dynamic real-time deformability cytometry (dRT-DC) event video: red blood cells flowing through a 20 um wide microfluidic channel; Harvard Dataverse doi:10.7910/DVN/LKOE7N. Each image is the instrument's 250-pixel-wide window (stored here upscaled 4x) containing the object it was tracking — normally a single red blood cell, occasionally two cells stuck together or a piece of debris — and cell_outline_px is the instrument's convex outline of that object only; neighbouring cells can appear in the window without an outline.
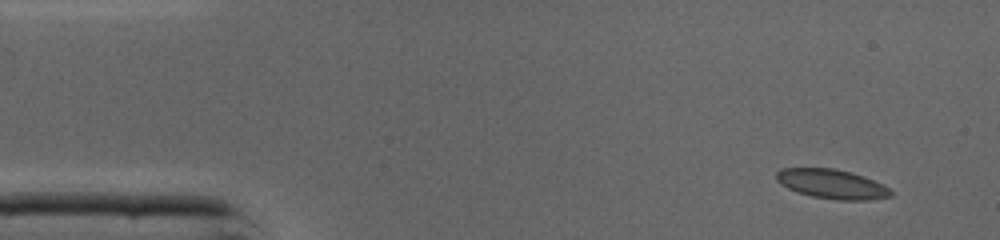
{"species": "common noctule bat (a hibernating species)", "species_latin": "Nyctalus noctula", "temperature_condition": "cold", "stored_images_in_passage": 43, "camera_frame_rate_fps": 3000, "um_per_image_px": 0.085, "animal": {"sex": "male", "body_mass_g": 19.0, "forearm_length_mm": 50.8}, "frame": {"image": 1, "passage_image": 1, "time_ms": 0.0, "image_size_px": [1000, 240], "cell_outline_px": [[892, 196], [868, 200], [836, 200], [812, 196], [796, 192], [788, 188], [776, 180], [776, 172], [780, 168], [836, 168], [864, 176], [884, 184], [892, 192]], "centroid_in_image_um": [70.71, 15.64], "position_along_channel_um": 14.3, "area_um2": 19.71}}
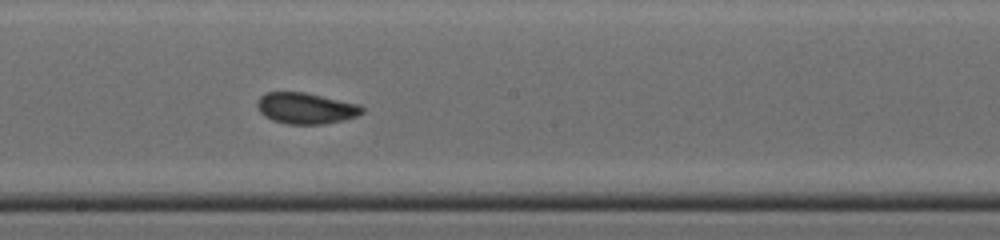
{"frame": {"image": 2, "passage_image": 22, "time_ms": 7.0, "image_size_px": [1000, 240], "cell_outline_px": [[364, 112], [356, 116], [344, 120], [324, 124], [288, 124], [272, 120], [264, 116], [260, 112], [256, 104], [260, 96], [268, 92], [304, 92], [360, 104], [364, 108]], "centroid_in_image_um": [26.01, 9.2], "position_along_channel_um": 222.2, "area_um2": 19.07}}
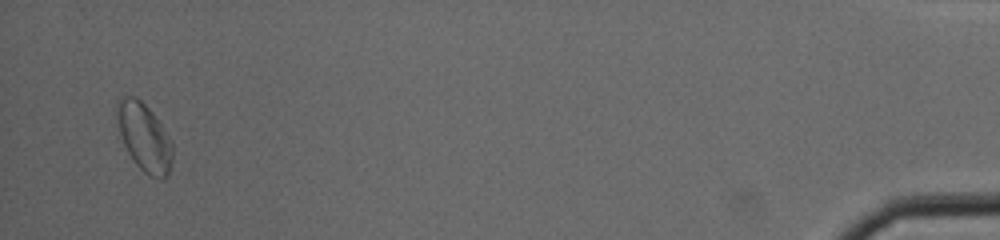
{"frame": {"image": 3, "passage_image": 42, "time_ms": 13.667, "image_size_px": [1000, 240], "cell_outline_px": [[172, 160], [168, 176], [160, 180], [144, 172], [136, 164], [128, 152], [124, 144], [116, 120], [116, 100], [120, 96], [136, 96], [152, 112], [172, 140]], "centroid_in_image_um": [12.25, 11.64], "position_along_channel_um": 422.9, "area_um2": 22.08}, "authors_computed_cell_mechanics": {"area_um2": 19.1318, "velocity_mm_per_s": 4.327, "shape_relaxation_time_tau1_ms": 1.7559, "shape_relaxation_time_tau2_ms": 0.7975, "deformation_change_tau1": 0.0675, "deformation_change_tau2": 0.0442}}